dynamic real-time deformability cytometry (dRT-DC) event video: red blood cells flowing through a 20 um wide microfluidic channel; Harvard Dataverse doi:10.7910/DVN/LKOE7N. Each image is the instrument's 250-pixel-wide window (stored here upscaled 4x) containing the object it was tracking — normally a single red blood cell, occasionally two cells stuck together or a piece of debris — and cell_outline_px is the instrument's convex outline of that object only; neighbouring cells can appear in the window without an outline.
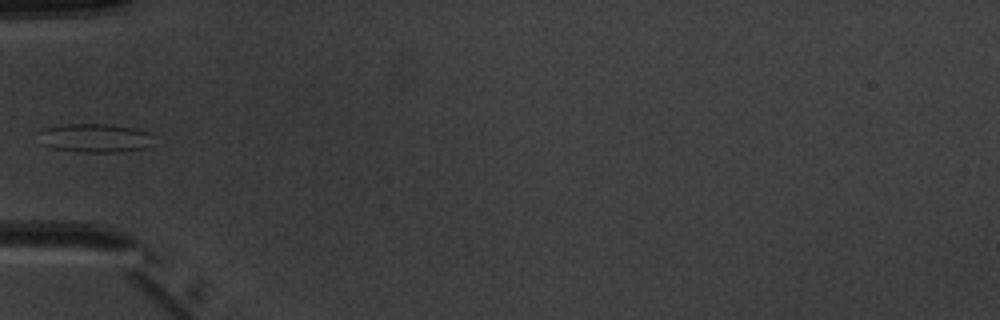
{"species": "common noctule bat (a hibernating species)", "species_latin": "Nyctalus noctula", "temperature_condition": "warm", "stored_images_in_passage": 3, "camera_frame_rate_fps": 3000, "um_per_image_px": 0.085, "animal": {"sex": "male", "body_mass_g": 20.1, "forearm_length_mm": 53.5}, "frame": {"image": 1, "passage_image": 2, "time_ms": 1.333, "image_size_px": [1000, 320], "cell_outline_px": [[148, 148], [116, 152], [80, 152], [52, 148], [44, 144], [36, 132], [40, 128], [60, 124], [112, 124], [136, 128], [148, 132]], "centroid_in_image_um": [7.97, 11.71], "position_along_channel_um": 77.0, "area_um2": 19.31}}
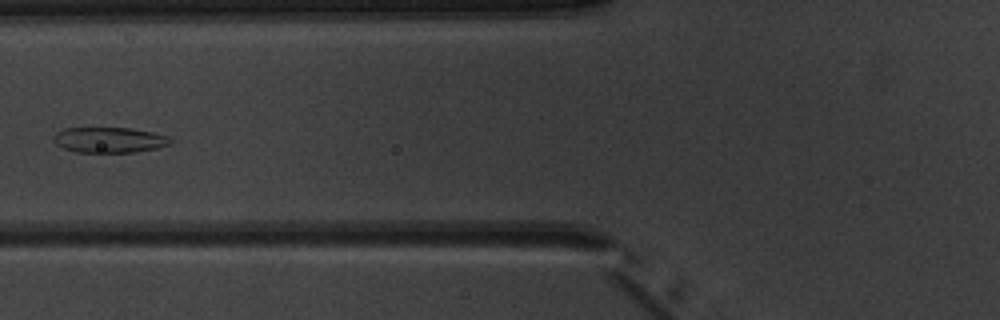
{"frame": {"image": 2, "passage_image": 3, "time_ms": 2.333, "image_size_px": [1000, 320], "cell_outline_px": [[176, 140], [172, 144], [156, 148], [136, 152], [76, 152], [64, 148], [56, 144], [52, 140], [52, 136], [56, 132], [64, 128], [132, 128], [152, 132], [168, 136]], "centroid_in_image_um": [9.32, 11.89], "position_along_channel_um": 116.5, "area_um2": 17.57}}